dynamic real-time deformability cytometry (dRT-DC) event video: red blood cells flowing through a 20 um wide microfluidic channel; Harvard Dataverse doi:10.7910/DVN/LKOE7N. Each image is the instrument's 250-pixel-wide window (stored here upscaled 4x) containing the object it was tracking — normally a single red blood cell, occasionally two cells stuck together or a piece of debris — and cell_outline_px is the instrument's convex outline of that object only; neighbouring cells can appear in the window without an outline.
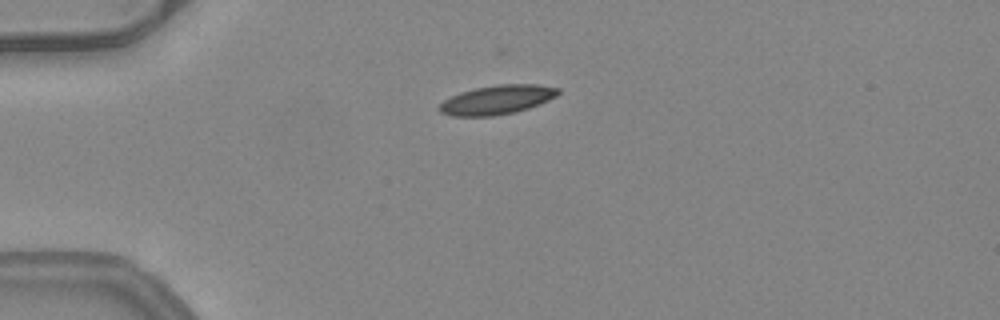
{"species": "common noctule bat (a hibernating species)", "species_latin": "Nyctalus noctula", "temperature_condition": "warm", "stored_images_in_passage": 34, "camera_frame_rate_fps": 3000, "um_per_image_px": 0.085, "animal": {"sex": "female", "body_mass_g": 24.6, "forearm_length_mm": 56.2}, "frame": {"image": 1, "passage_image": 1, "time_ms": 0.0, "image_size_px": [1000, 320], "cell_outline_px": [[560, 92], [556, 96], [540, 104], [516, 112], [492, 116], [452, 116], [440, 112], [436, 108], [444, 100], [460, 92], [476, 88], [496, 84], [540, 84], [560, 88]], "centroid_in_image_um": [42.26, 8.48], "position_along_channel_um": 42.7, "area_um2": 20.29}}
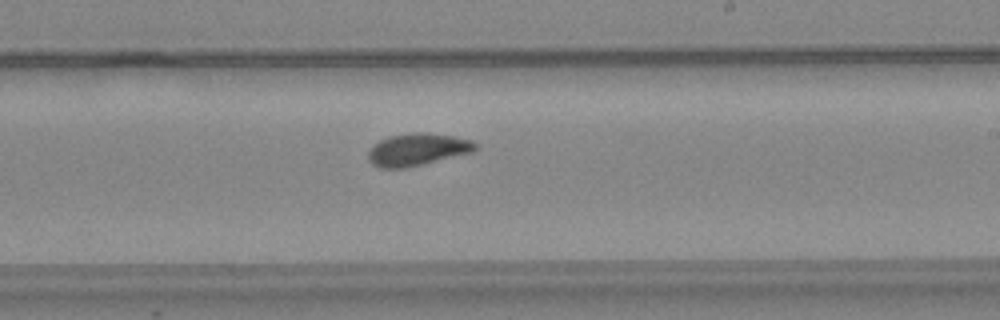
{"frame": {"image": 2, "passage_image": 19, "time_ms": 6.0, "image_size_px": [1000, 320], "cell_outline_px": [[476, 148], [472, 152], [404, 168], [380, 168], [372, 164], [368, 160], [368, 152], [380, 140], [392, 136], [416, 132], [428, 132], [452, 136], [472, 140], [476, 144]], "centroid_in_image_um": [35.47, 12.71], "position_along_channel_um": 253.5, "area_um2": 19.77}}
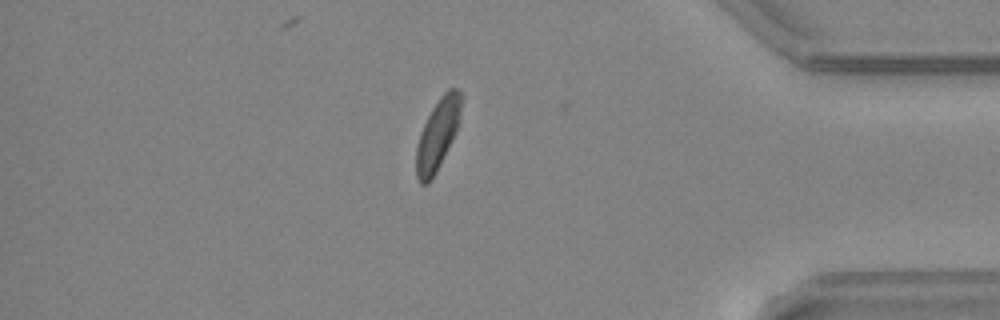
{"frame": {"image": 3, "passage_image": 32, "time_ms": 10.333, "image_size_px": [1000, 320], "cell_outline_px": [[460, 120], [456, 132], [432, 180], [428, 184], [420, 184], [416, 176], [416, 144], [420, 132], [432, 108], [440, 96], [448, 88], [456, 88], [460, 92]], "centroid_in_image_um": [37.17, 11.46], "position_along_channel_um": 398.0, "area_um2": 18.5}, "authors_computed_cell_mechanics": {"area_um2": 19.5942, "velocity_mm_per_s": 4.0341, "shape_relaxation_time_tau1_ms": 4.9384, "shape_relaxation_time_tau2_ms": 3.8903, "deformation_change_tau1": 0.1592, "deformation_change_tau2": 0.1095}}